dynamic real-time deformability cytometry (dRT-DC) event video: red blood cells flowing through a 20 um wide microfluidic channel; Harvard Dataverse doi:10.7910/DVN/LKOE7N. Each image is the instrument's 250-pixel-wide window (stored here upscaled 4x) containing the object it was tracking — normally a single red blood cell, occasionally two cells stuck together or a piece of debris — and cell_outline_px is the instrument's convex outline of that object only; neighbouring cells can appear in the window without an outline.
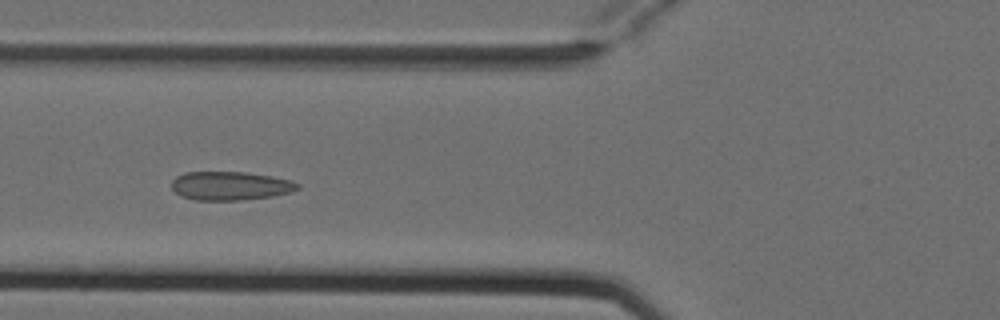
{"species": "Egyptian fruit bat (a non-hibernating species)", "species_latin": "Rousettus aegyptiacus", "temperature_condition": "cold", "stored_images_in_passage": 6, "camera_frame_rate_fps": 3000, "um_per_image_px": 0.085, "animal": {"sex": "female"}, "frame": {"image": 1, "passage_image": 4, "time_ms": 1.0, "image_size_px": [1000, 320], "cell_outline_px": [[300, 188], [292, 192], [272, 196], [240, 200], [196, 200], [180, 196], [172, 188], [172, 180], [176, 176], [184, 172], [244, 172], [272, 176], [292, 180], [300, 184]], "centroid_in_image_um": [19.59, 15.79], "position_along_channel_um": 106.2, "area_um2": 21.15}}
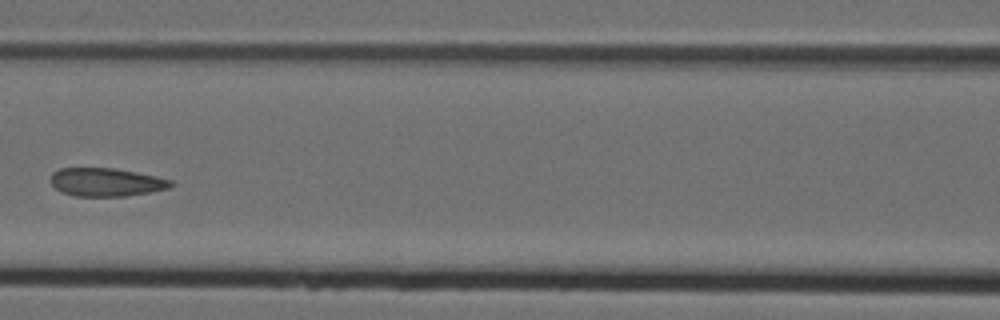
{"frame": {"image": 2, "passage_image": 5, "time_ms": 1.333, "image_size_px": [1000, 320], "cell_outline_px": [[176, 184], [168, 188], [148, 192], [124, 196], [76, 196], [60, 192], [52, 184], [52, 172], [60, 168], [116, 168], [156, 176], [172, 180]], "centroid_in_image_um": [9.03, 15.48], "position_along_channel_um": 157.6, "area_um2": 19.77}}
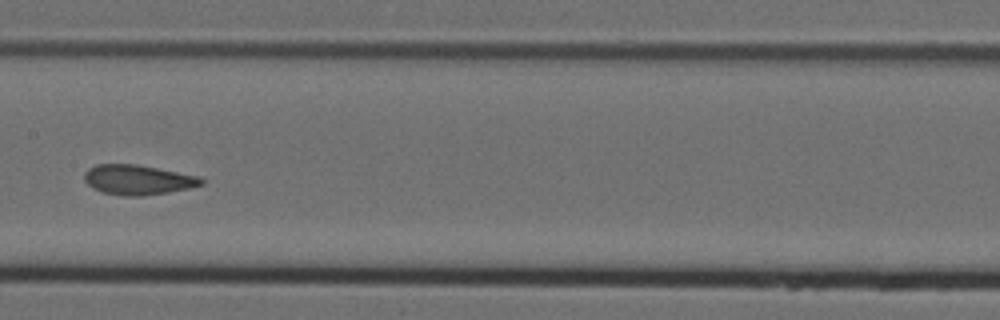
{"frame": {"image": 3, "passage_image": 6, "time_ms": 1.667, "image_size_px": [1000, 320], "cell_outline_px": [[204, 184], [188, 188], [168, 192], [140, 196], [124, 196], [104, 192], [92, 188], [84, 180], [84, 172], [88, 168], [96, 164], [136, 164], [200, 176], [204, 180]], "centroid_in_image_um": [11.71, 15.27], "position_along_channel_um": 195.7, "area_um2": 20.35}}